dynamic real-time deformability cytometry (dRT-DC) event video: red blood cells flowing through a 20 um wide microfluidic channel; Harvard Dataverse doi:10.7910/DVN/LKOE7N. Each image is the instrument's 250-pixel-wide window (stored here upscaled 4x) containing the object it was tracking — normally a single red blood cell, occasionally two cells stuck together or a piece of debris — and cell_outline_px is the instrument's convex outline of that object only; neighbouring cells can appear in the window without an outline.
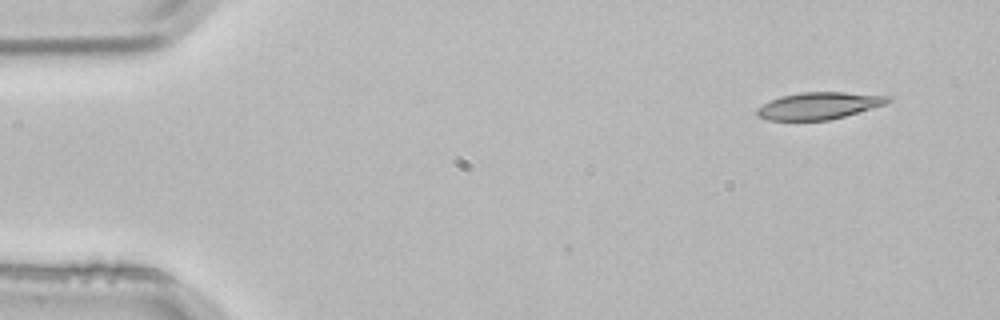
{"species": "common noctule bat (a hibernating species)", "species_latin": "Nyctalus noctula", "temperature_condition": "room temperature", "stored_images_in_passage": 50, "camera_frame_rate_fps": 3000, "um_per_image_px": 0.085, "animal": {"sex": "male", "body_mass_g": 21.5, "forearm_length_mm": 52.0}, "frame": {"image": 1, "passage_image": 1, "time_ms": 0.0, "image_size_px": [1000, 320], "cell_outline_px": [[892, 100], [884, 104], [844, 116], [828, 120], [768, 120], [756, 116], [756, 108], [780, 96], [800, 92], [844, 92], [892, 96]], "centroid_in_image_um": [69.58, 8.98], "position_along_channel_um": 15.4, "area_um2": 20.46}}
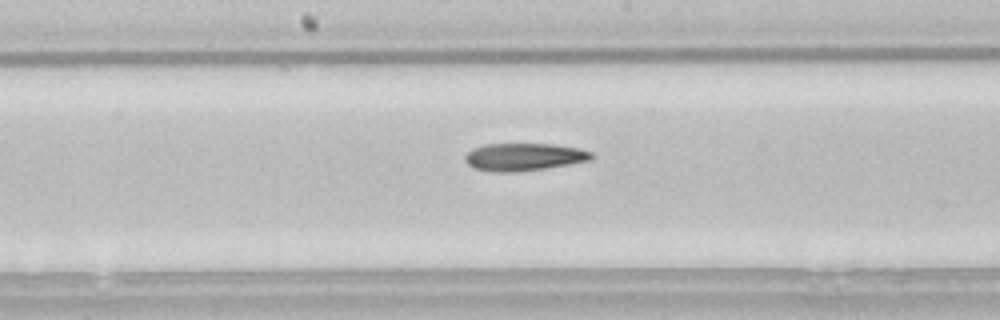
{"frame": {"image": 2, "passage_image": 24, "time_ms": 7.667, "image_size_px": [1000, 320], "cell_outline_px": [[596, 156], [592, 160], [544, 168], [516, 172], [492, 172], [472, 168], [464, 160], [464, 156], [472, 148], [484, 144], [556, 144], [580, 148], [592, 152]], "centroid_in_image_um": [44.53, 13.33], "position_along_channel_um": 203.7, "area_um2": 20.58}}
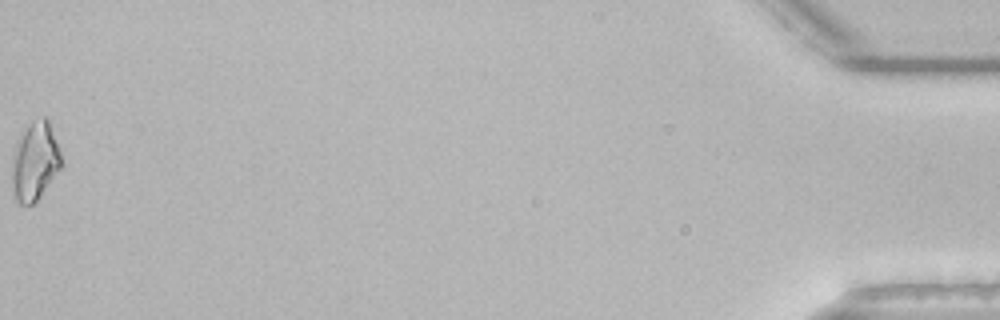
{"frame": {"image": 3, "passage_image": 50, "time_ms": 16.333, "image_size_px": [1000, 320], "cell_outline_px": [[64, 164], [40, 196], [32, 204], [20, 204], [12, 200], [12, 152], [16, 140], [20, 132], [32, 120], [44, 116], [48, 116]], "centroid_in_image_um": [2.94, 13.68], "position_along_channel_um": 432.3, "area_um2": 23.29}, "authors_computed_cell_mechanics": {"area_um2": 20.4612, "velocity_mm_per_s": 3.8455, "shape_relaxation_time_tau1_ms": 9.707, "shape_relaxation_time_tau2_ms": null, "deformation_change_tau1": 0.2317, "deformation_change_tau2": null}}